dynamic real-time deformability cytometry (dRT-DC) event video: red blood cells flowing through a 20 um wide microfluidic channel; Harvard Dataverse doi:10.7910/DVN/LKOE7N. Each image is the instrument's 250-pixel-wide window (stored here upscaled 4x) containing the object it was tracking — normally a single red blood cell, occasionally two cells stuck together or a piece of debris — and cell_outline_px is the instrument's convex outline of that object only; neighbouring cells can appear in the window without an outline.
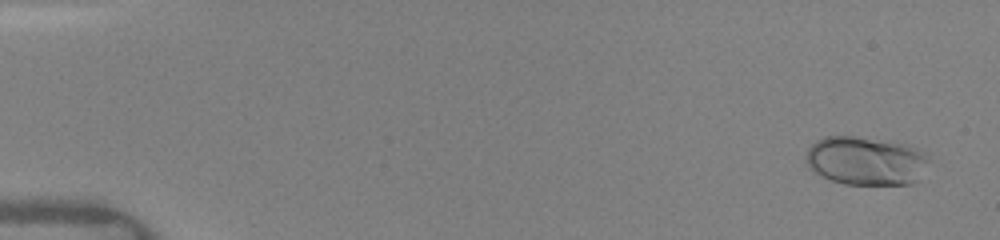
{"species": "human", "species_latin": "Homo sapiens", "temperature_condition": "warm", "stored_images_in_passage": 13, "camera_frame_rate_fps": 3000, "um_per_image_px": 0.085, "donor": {"sex": "female"}, "frame": {"image": 1, "passage_image": 2, "time_ms": 0.667, "image_size_px": [1000, 240], "cell_outline_px": [[928, 160], [916, 180], [912, 184], [844, 184], [832, 180], [816, 172], [808, 164], [804, 156], [808, 148], [816, 140], [824, 136], [856, 136], [908, 144], [924, 152], [928, 156]], "centroid_in_image_um": [73.57, 13.64], "position_along_channel_um": 11.4, "area_um2": 34.56}}
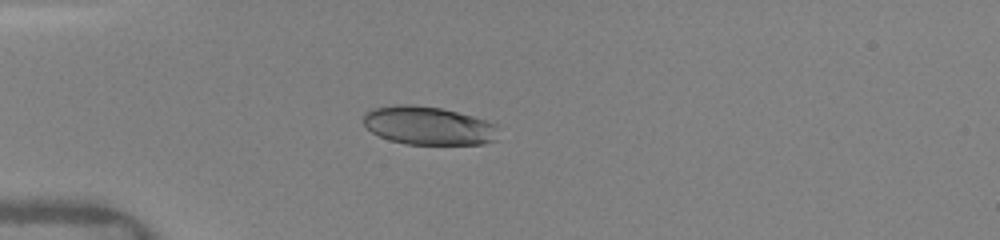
{"frame": {"image": 2, "passage_image": 10, "time_ms": 4.667, "image_size_px": [1000, 240], "cell_outline_px": [[496, 140], [484, 144], [404, 144], [388, 140], [372, 132], [364, 124], [364, 116], [372, 108], [396, 104], [412, 104], [440, 108], [472, 116], [496, 124]], "centroid_in_image_um": [36.39, 10.68], "position_along_channel_um": 48.6, "area_um2": 30.06}}
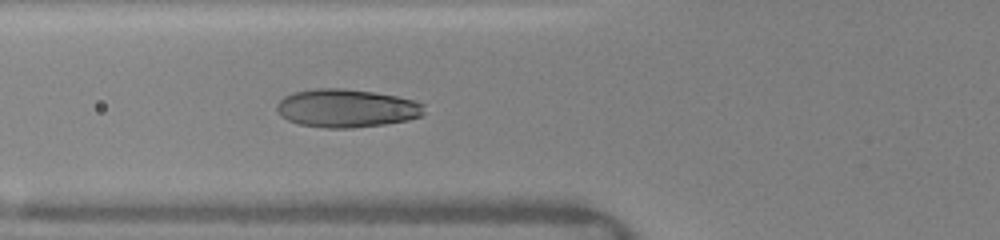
{"frame": {"image": 3, "passage_image": 13, "time_ms": 6.333, "image_size_px": [1000, 240], "cell_outline_px": [[424, 112], [420, 116], [408, 120], [384, 124], [352, 128], [328, 128], [300, 124], [288, 120], [280, 116], [276, 108], [276, 104], [284, 96], [292, 92], [316, 88], [344, 88], [372, 92], [396, 96], [416, 100], [424, 104]], "centroid_in_image_um": [29.44, 9.19], "position_along_channel_um": 96.4, "area_um2": 32.95}}